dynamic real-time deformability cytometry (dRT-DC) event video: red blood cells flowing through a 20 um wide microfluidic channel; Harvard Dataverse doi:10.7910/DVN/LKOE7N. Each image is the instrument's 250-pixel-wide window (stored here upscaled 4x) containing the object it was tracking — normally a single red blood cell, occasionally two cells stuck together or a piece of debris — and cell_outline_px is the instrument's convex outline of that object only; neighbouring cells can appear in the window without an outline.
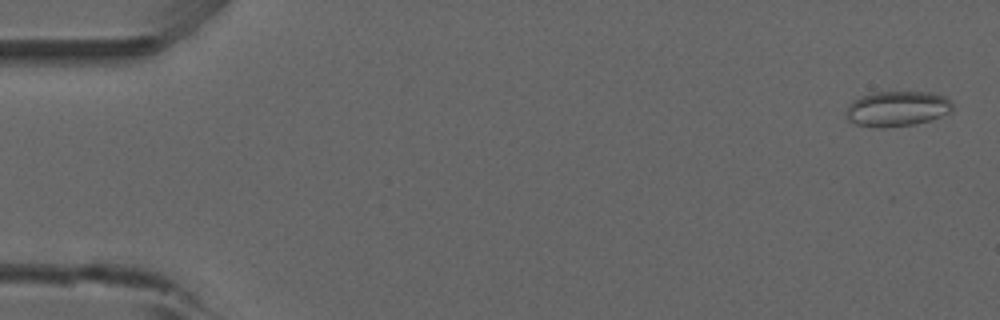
{"species": "common noctule bat (a hibernating species)", "species_latin": "Nyctalus noctula", "temperature_condition": "room temperature", "stored_images_in_passage": 53, "camera_frame_rate_fps": 3000, "um_per_image_px": 0.085, "animal": {"sex": "male", "forearm_length_mm": 52.5}, "frame": {"image": 1, "passage_image": 2, "time_ms": 0.333, "image_size_px": [1000, 320], "cell_outline_px": [[952, 112], [916, 124], [884, 128], [872, 128], [856, 124], [848, 120], [844, 116], [848, 104], [852, 100], [876, 92], [928, 92], [944, 96], [952, 104]], "centroid_in_image_um": [76.21, 9.26], "position_along_channel_um": 8.8, "area_um2": 21.96}}
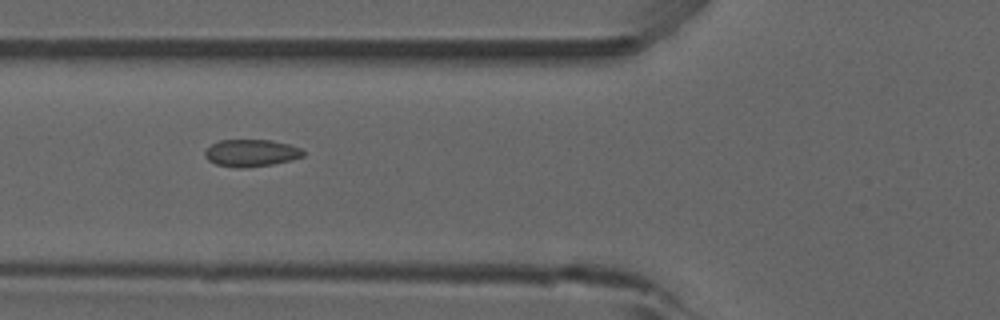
{"frame": {"image": 2, "passage_image": 20, "time_ms": 6.333, "image_size_px": [1000, 320], "cell_outline_px": [[304, 156], [272, 164], [244, 168], [236, 168], [216, 164], [208, 160], [204, 156], [204, 152], [212, 144], [220, 140], [272, 140], [288, 144], [300, 148], [304, 152]], "centroid_in_image_um": [21.32, 13.0], "position_along_channel_um": 104.5, "area_um2": 15.43}}
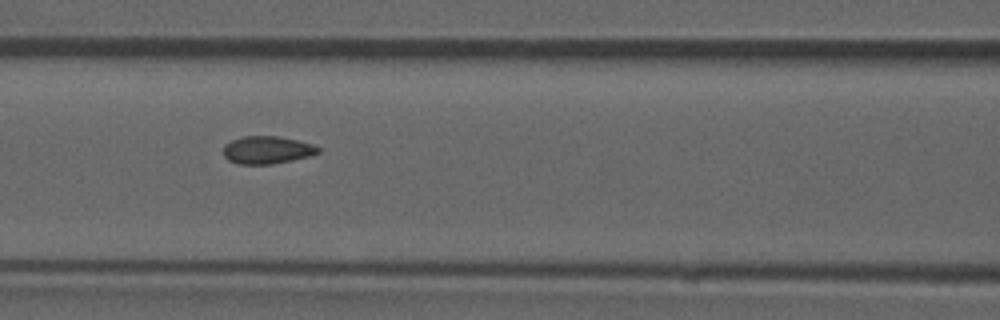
{"frame": {"image": 3, "passage_image": 23, "time_ms": 7.333, "image_size_px": [1000, 320], "cell_outline_px": [[320, 152], [308, 156], [292, 160], [272, 164], [240, 164], [228, 160], [224, 156], [224, 144], [240, 136], [276, 136], [296, 140], [312, 144], [320, 148]], "centroid_in_image_um": [22.68, 12.74], "position_along_channel_um": 143.9, "area_um2": 15.2}, "authors_computed_cell_mechanics": {"area_um2": 15.4326, "velocity_mm_per_s": 3.8996, "shape_relaxation_time_tau1_ms": null, "shape_relaxation_time_tau2_ms": 0.9851, "deformation_change_tau1": null, "deformation_change_tau2": 0.0548}}